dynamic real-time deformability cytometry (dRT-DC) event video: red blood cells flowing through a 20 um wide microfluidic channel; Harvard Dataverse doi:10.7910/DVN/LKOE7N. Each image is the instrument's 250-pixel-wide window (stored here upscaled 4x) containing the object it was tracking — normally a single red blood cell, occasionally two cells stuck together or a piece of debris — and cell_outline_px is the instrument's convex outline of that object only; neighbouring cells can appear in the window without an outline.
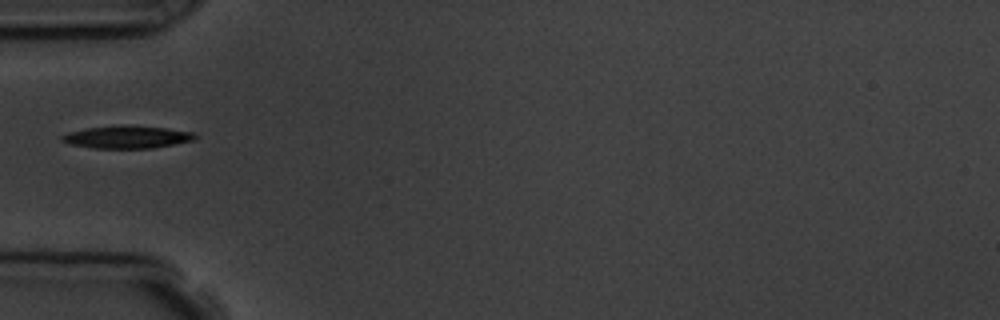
{"species": "common noctule bat (a hibernating species)", "species_latin": "Nyctalus noctula", "temperature_condition": "room temperature", "stored_images_in_passage": 2, "camera_frame_rate_fps": 3000, "um_per_image_px": 0.085, "animal": {"sex": "male", "body_mass_g": 19.5, "forearm_length_mm": 54.6}, "frame": {"image": 1, "passage_image": 1, "time_ms": 0.0, "image_size_px": [1000, 320], "cell_outline_px": [[200, 136], [192, 140], [152, 148], [92, 148], [72, 144], [60, 140], [60, 136], [68, 132], [84, 128], [120, 124], [128, 124], [168, 128], [196, 132]], "centroid_in_image_um": [10.81, 11.62], "position_along_channel_um": 74.2, "area_um2": 17.86}}